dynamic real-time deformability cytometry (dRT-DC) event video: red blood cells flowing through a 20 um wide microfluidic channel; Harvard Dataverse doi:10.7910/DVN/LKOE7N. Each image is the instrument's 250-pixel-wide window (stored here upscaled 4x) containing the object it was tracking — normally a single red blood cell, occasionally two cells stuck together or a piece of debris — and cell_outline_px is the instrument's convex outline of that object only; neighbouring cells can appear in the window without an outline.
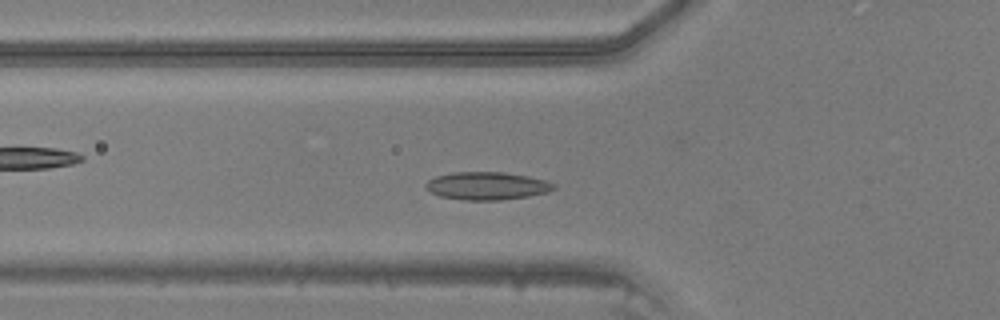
{"species": "common noctule bat (a hibernating species)", "species_latin": "Nyctalus noctula", "temperature_condition": "warm", "stored_images_in_passage": 41, "camera_frame_rate_fps": 3000, "um_per_image_px": 0.085, "animal": {"sex": "male", "body_mass_g": 20.5, "forearm_length_mm": 52.5}, "frame": {"image": 1, "passage_image": 11, "time_ms": 3.333, "image_size_px": [1000, 320], "cell_outline_px": [[556, 188], [548, 192], [528, 196], [500, 200], [464, 200], [440, 196], [424, 188], [424, 184], [428, 180], [436, 176], [452, 172], [504, 172], [528, 176], [544, 180], [556, 184]], "centroid_in_image_um": [41.38, 15.79], "position_along_channel_um": 84.4, "area_um2": 20.81}}
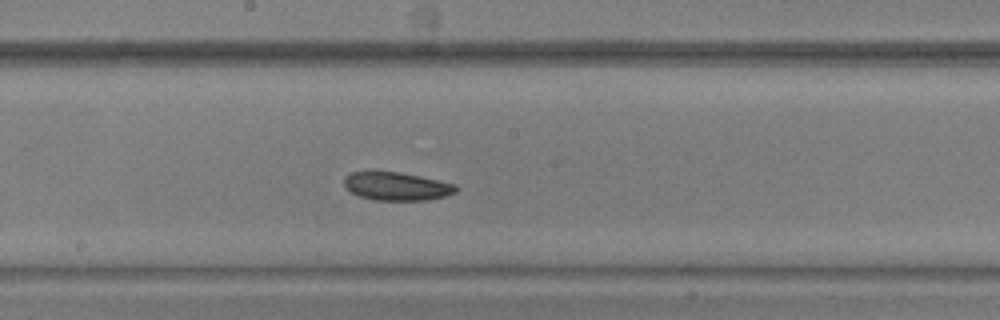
{"frame": {"image": 2, "passage_image": 20, "time_ms": 6.333, "image_size_px": [1000, 320], "cell_outline_px": [[456, 192], [444, 196], [428, 200], [372, 200], [360, 196], [344, 188], [344, 176], [348, 172], [372, 168], [400, 172], [420, 176], [456, 184]], "centroid_in_image_um": [33.6, 15.78], "position_along_channel_um": 214.6, "area_um2": 19.13}}
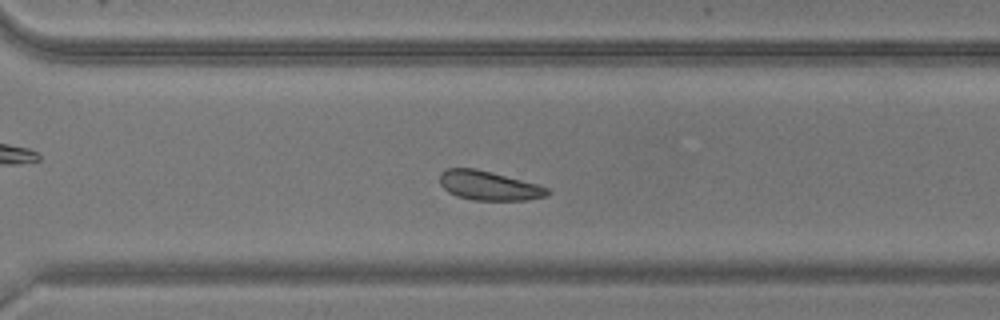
{"frame": {"image": 3, "passage_image": 28, "time_ms": 9.0, "image_size_px": [1000, 320], "cell_outline_px": [[552, 192], [548, 196], [524, 200], [472, 200], [456, 196], [448, 192], [440, 184], [440, 172], [448, 168], [476, 168], [540, 184], [548, 188]], "centroid_in_image_um": [41.58, 15.78], "position_along_channel_um": 329.0, "area_um2": 18.61}}